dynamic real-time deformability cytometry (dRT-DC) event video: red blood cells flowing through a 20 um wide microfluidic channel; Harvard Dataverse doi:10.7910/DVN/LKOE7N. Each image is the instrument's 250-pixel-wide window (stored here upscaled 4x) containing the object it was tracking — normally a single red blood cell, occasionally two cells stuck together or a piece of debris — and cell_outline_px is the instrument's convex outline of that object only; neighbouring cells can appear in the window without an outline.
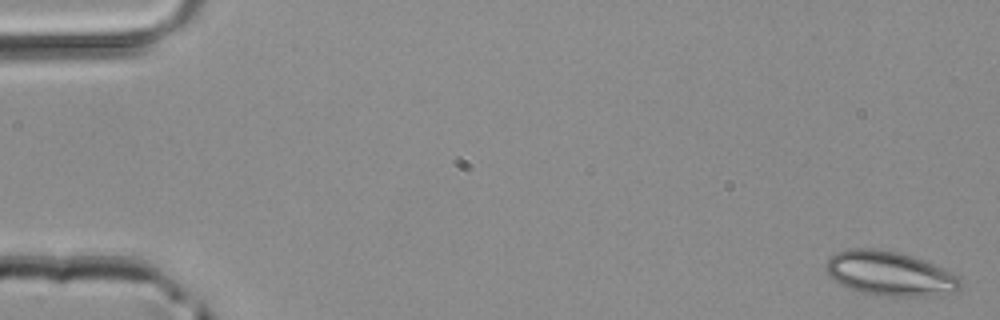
{"species": "common noctule bat (a hibernating species)", "species_latin": "Nyctalus noctula", "temperature_condition": "room temperature", "stored_images_in_passage": 48, "camera_frame_rate_fps": 3000, "um_per_image_px": 0.085, "animal": {"sex": "male", "body_mass_g": 20.4}, "frame": {"image": 1, "passage_image": 1, "time_ms": 0.0, "image_size_px": [1000, 320], "cell_outline_px": [[960, 288], [956, 292], [928, 296], [888, 296], [860, 292], [848, 288], [832, 280], [828, 276], [824, 268], [824, 264], [828, 256], [836, 252], [848, 248], [876, 248], [900, 252], [924, 260], [956, 276], [960, 280]], "centroid_in_image_um": [75.53, 23.24], "position_along_channel_um": 9.5, "area_um2": 34.97}}
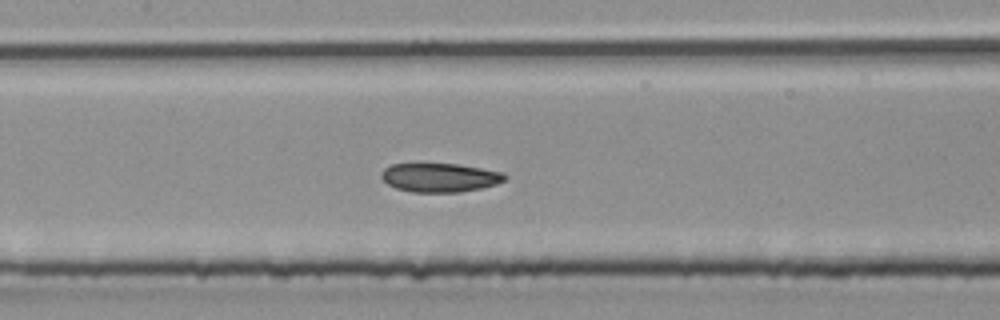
{"frame": {"image": 2, "passage_image": 23, "time_ms": 7.333, "image_size_px": [1000, 320], "cell_outline_px": [[508, 176], [504, 180], [496, 184], [480, 188], [460, 192], [412, 192], [396, 188], [388, 184], [380, 176], [384, 168], [392, 164], [416, 160], [460, 164], [504, 172]], "centroid_in_image_um": [37.34, 15.03], "position_along_channel_um": 170.1, "area_um2": 21.73}}
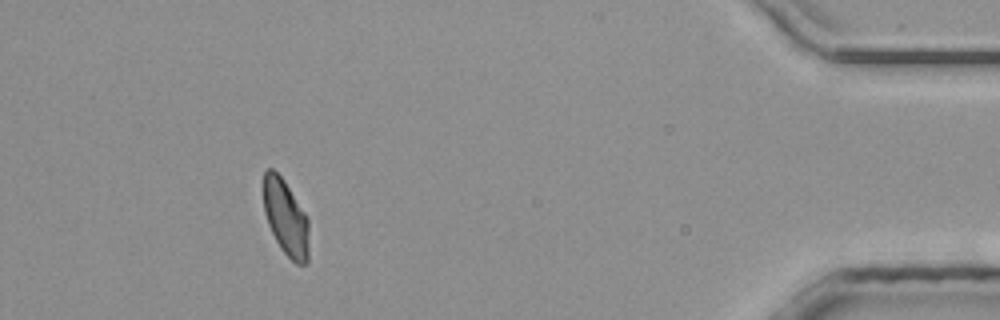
{"frame": {"image": 3, "passage_image": 44, "time_ms": 14.333, "image_size_px": [1000, 320], "cell_outline_px": [[308, 264], [296, 264], [280, 248], [268, 224], [264, 212], [264, 172], [268, 168], [272, 168], [284, 180], [308, 216]], "centroid_in_image_um": [24.3, 18.51], "position_along_channel_um": 410.9, "area_um2": 20.06}}